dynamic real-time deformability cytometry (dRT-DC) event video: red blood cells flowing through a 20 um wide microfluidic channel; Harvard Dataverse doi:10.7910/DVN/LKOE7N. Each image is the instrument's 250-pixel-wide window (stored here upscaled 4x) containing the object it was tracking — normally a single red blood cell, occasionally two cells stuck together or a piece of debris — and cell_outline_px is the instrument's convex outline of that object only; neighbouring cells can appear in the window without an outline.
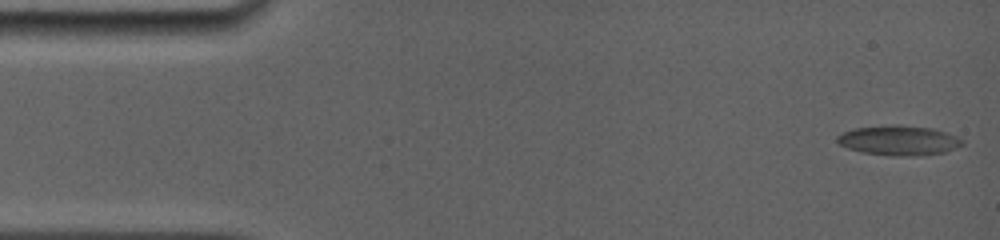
{"species": "common noctule bat (a hibernating species)", "species_latin": "Nyctalus noctula", "temperature_condition": "room temperature", "stored_images_in_passage": 35, "camera_frame_rate_fps": 5000, "um_per_image_px": 0.085, "animal": {"sex": "female", "body_mass_g": 19.0, "forearm_length_mm": 56.7}, "frame": {"image": 1, "passage_image": 1, "time_ms": 0.0, "image_size_px": [1000, 240], "cell_outline_px": [[964, 144], [944, 152], [916, 156], [892, 156], [860, 152], [848, 148], [840, 144], [836, 140], [836, 136], [844, 132], [856, 128], [896, 124], [932, 128], [956, 136], [964, 140]], "centroid_in_image_um": [76.39, 11.94], "position_along_channel_um": 8.6, "area_um2": 21.68}}
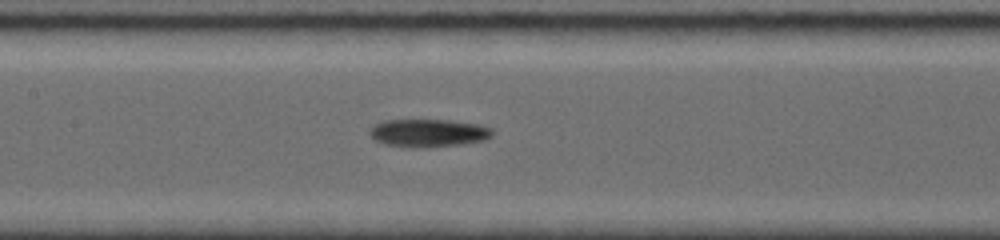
{"frame": {"image": 2, "passage_image": 20, "time_ms": 7.2, "image_size_px": [1000, 240], "cell_outline_px": [[492, 136], [484, 140], [460, 144], [388, 144], [376, 140], [368, 132], [376, 124], [384, 120], [448, 120], [480, 124], [492, 128]], "centroid_in_image_um": [36.48, 11.23], "position_along_channel_um": 170.9, "area_um2": 18.61}}
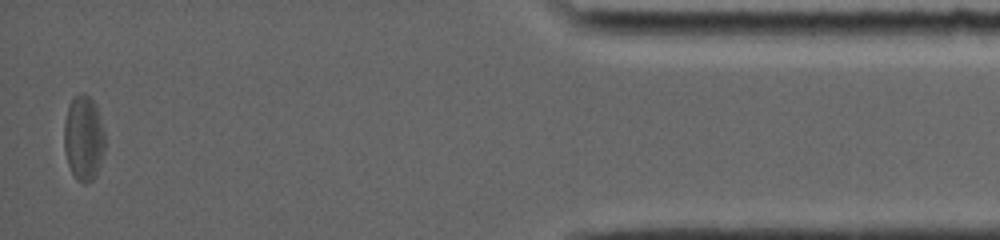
{"frame": {"image": 3, "passage_image": 35, "time_ms": 15.4, "image_size_px": [1000, 240], "cell_outline_px": [[104, 148], [100, 164], [96, 176], [92, 180], [84, 184], [76, 180], [68, 164], [64, 148], [64, 120], [68, 108], [72, 100], [80, 92], [84, 92], [96, 104], [100, 116], [104, 132]], "centroid_in_image_um": [7.11, 11.74], "position_along_channel_um": 428.1, "area_um2": 20.29}, "authors_computed_cell_mechanics": {"area_um2": 19.2474, "velocity_mm_per_s": 3.8694, "shape_relaxation_time_tau1_ms": null, "shape_relaxation_time_tau2_ms": 8.594, "deformation_change_tau1": null, "deformation_change_tau2": 0.166}}